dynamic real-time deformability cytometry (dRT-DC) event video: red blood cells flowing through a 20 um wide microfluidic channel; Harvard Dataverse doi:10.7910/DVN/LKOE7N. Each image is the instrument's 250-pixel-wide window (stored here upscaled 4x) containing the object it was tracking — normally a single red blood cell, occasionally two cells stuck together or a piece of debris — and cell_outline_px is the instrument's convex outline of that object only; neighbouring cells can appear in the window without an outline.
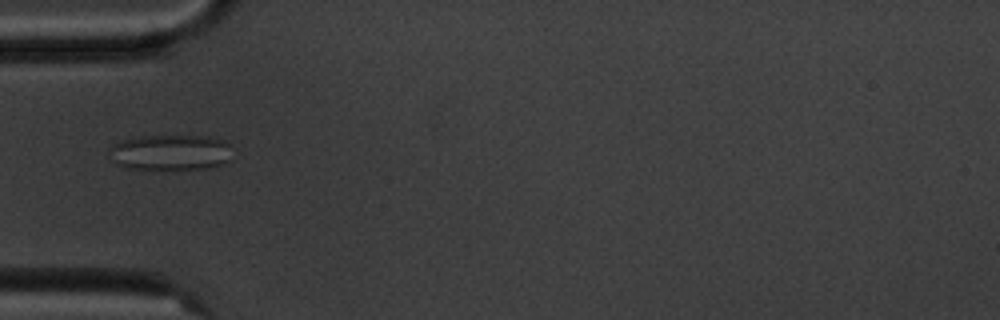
{"species": "common noctule bat (a hibernating species)", "species_latin": "Nyctalus noctula", "temperature_condition": "cold", "stored_images_in_passage": 3, "camera_frame_rate_fps": 3000, "um_per_image_px": 0.085, "animal": {"sex": "male", "body_mass_g": 20.1, "forearm_length_mm": 53.5}, "frame": {"image": 1, "passage_image": 1, "time_ms": 0.0, "image_size_px": [1000, 320], "cell_outline_px": [[232, 144], [228, 160], [220, 164], [208, 168], [124, 168], [116, 164], [112, 160], [108, 152], [108, 148], [112, 144], [124, 140], [140, 136], [208, 136], [224, 140]], "centroid_in_image_um": [14.46, 12.93], "position_along_channel_um": 70.5, "area_um2": 25.43}}
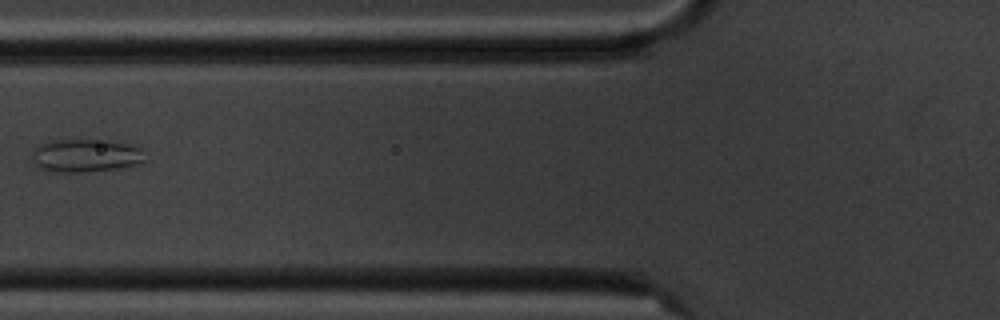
{"frame": {"image": 2, "passage_image": 2, "time_ms": 1.333, "image_size_px": [1000, 320], "cell_outline_px": [[144, 160], [136, 164], [116, 168], [80, 172], [60, 172], [44, 168], [32, 164], [32, 152], [40, 144], [52, 140], [108, 140], [140, 148]], "centroid_in_image_um": [7.22, 13.21], "position_along_channel_um": 118.6, "area_um2": 21.21}}
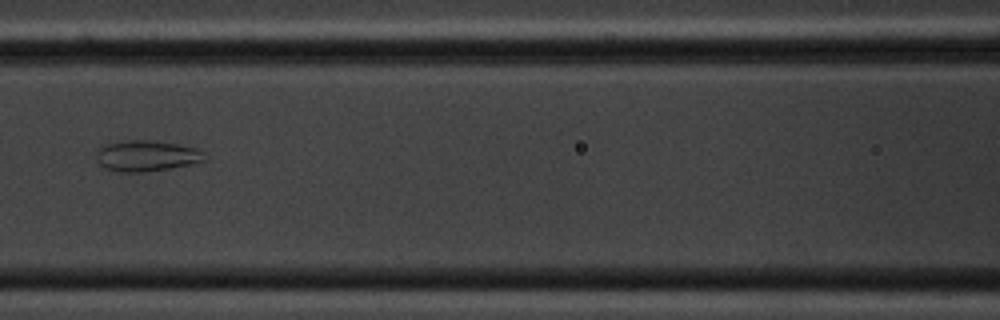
{"frame": {"image": 3, "passage_image": 3, "time_ms": 2.333, "image_size_px": [1000, 320], "cell_outline_px": [[208, 160], [168, 168], [144, 172], [120, 172], [104, 168], [96, 160], [96, 156], [100, 148], [104, 144], [128, 140], [148, 140], [176, 144], [196, 148]], "centroid_in_image_um": [12.41, 13.25], "position_along_channel_um": 154.2, "area_um2": 19.19}}